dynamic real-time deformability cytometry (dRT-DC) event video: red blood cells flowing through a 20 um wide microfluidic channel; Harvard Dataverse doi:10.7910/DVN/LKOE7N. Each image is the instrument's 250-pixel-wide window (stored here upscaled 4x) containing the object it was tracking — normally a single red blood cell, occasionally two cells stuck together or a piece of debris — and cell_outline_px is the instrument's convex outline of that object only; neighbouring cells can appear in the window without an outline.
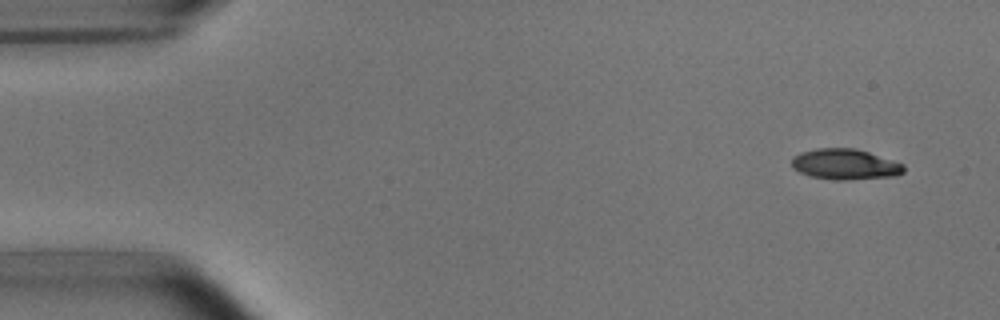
{"species": "common noctule bat (a hibernating species)", "species_latin": "Nyctalus noctula", "temperature_condition": "room temperature", "stored_images_in_passage": 54, "segment_of_instrument_passage": [1, 2], "camera_frame_rate_fps": 3000, "um_per_image_px": 0.085, "animal": {"sex": "male", "body_mass_g": 15.6}, "frame": {"image": 1, "passage_image": 4, "time_ms": 1.0, "image_size_px": [1000, 320], "cell_outline_px": [[904, 172], [896, 176], [844, 180], [836, 180], [812, 176], [800, 172], [792, 168], [792, 156], [800, 152], [816, 148], [856, 148], [904, 164]], "centroid_in_image_um": [71.82, 13.96], "position_along_channel_um": 13.2, "area_um2": 20.0}}
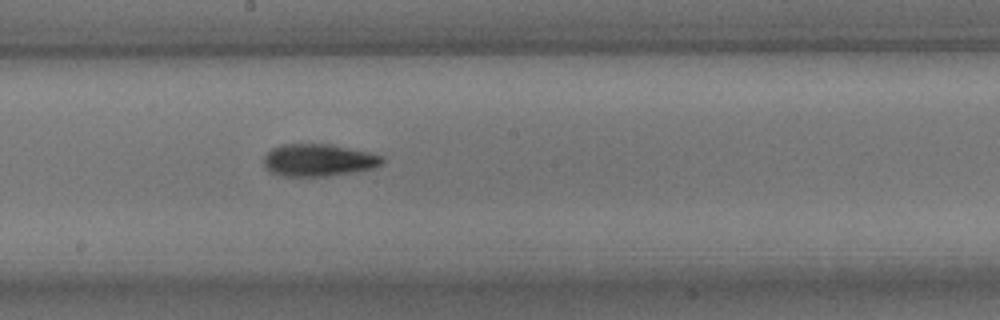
{"frame": {"image": 2, "passage_image": 29, "time_ms": 9.333, "image_size_px": [1000, 320], "cell_outline_px": [[384, 164], [372, 168], [352, 172], [324, 176], [284, 176], [272, 172], [264, 164], [264, 156], [272, 148], [284, 144], [328, 144], [384, 156]], "centroid_in_image_um": [27.07, 13.61], "position_along_channel_um": 221.1, "area_um2": 21.91}}
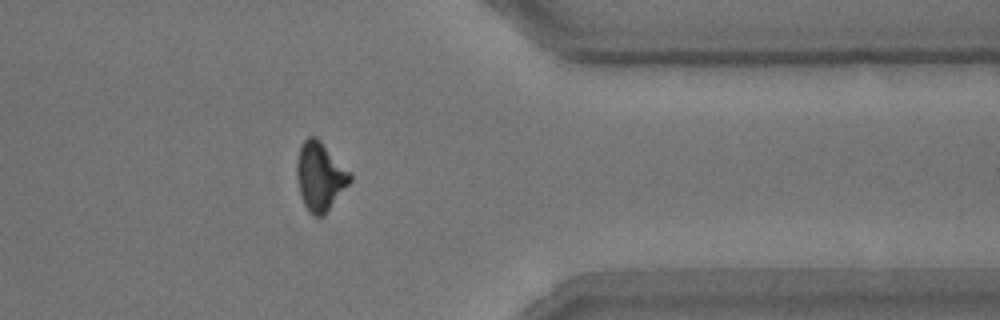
{"frame": {"image": 3, "passage_image": 43, "time_ms": 14.0, "image_size_px": [1000, 320], "cell_outline_px": [[352, 180], [324, 216], [312, 216], [304, 204], [300, 192], [296, 176], [296, 164], [300, 148], [304, 140], [308, 136], [316, 136], [352, 172]], "centroid_in_image_um": [27.22, 14.99], "position_along_channel_um": 384.2, "area_um2": 21.39}}